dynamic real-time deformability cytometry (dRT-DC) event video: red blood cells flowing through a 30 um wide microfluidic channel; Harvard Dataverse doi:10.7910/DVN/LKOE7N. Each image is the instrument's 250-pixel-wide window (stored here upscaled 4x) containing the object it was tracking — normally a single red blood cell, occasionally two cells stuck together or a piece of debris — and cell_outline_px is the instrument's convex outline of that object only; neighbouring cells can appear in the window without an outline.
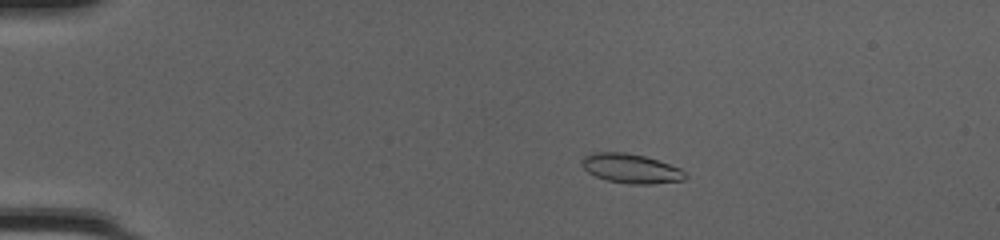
{"species": "common noctule bat (a hibernating species)", "species_latin": "Nyctalus noctula", "temperature_condition": "cold", "stored_images_in_passage": 51, "camera_frame_rate_fps": 3000, "um_per_image_px": 0.085, "animal": {"sex": "female", "body_mass_g": 20.0, "forearm_length_mm": 54.0}, "frame": {"image": 1, "passage_image": 11, "time_ms": 3.333, "image_size_px": [1000, 240], "cell_outline_px": [[688, 176], [684, 180], [652, 184], [628, 184], [608, 180], [596, 176], [588, 172], [580, 164], [580, 160], [584, 156], [592, 152], [624, 152], [644, 156], [680, 168]], "centroid_in_image_um": [53.6, 14.32], "position_along_channel_um": 31.4, "area_um2": 17.69}}
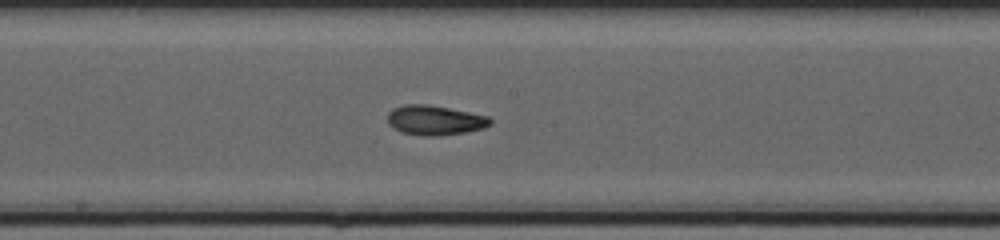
{"frame": {"image": 2, "passage_image": 29, "time_ms": 9.333, "image_size_px": [1000, 240], "cell_outline_px": [[492, 124], [484, 128], [464, 132], [440, 136], [424, 136], [400, 132], [392, 128], [388, 124], [388, 112], [392, 108], [404, 104], [428, 104], [488, 116], [492, 120]], "centroid_in_image_um": [36.93, 10.22], "position_along_channel_um": 211.3, "area_um2": 17.92}}
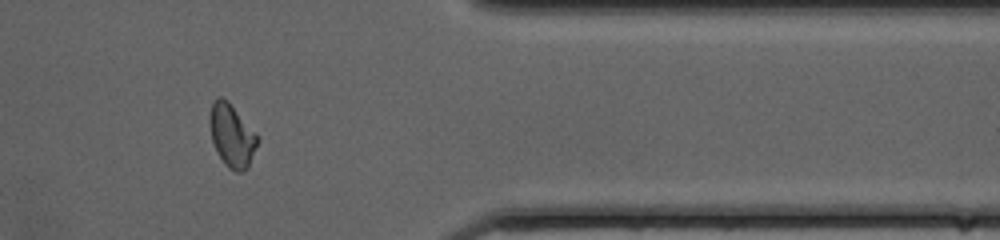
{"frame": {"image": 3, "passage_image": 43, "time_ms": 14.0, "image_size_px": [1000, 240], "cell_outline_px": [[260, 140], [248, 168], [244, 172], [236, 172], [228, 168], [224, 164], [216, 152], [212, 140], [208, 124], [208, 116], [212, 100], [220, 96], [228, 100], [260, 136]], "centroid_in_image_um": [19.71, 11.51], "position_along_channel_um": 391.7, "area_um2": 18.26}, "authors_computed_cell_mechanics": {"area_um2": 17.4556, "velocity_mm_per_s": 4.1905, "shape_relaxation_time_tau1_ms": 7.7816, "shape_relaxation_time_tau2_ms": 1.7017, "deformation_change_tau1": 0.1996, "deformation_change_tau2": 0.066}}